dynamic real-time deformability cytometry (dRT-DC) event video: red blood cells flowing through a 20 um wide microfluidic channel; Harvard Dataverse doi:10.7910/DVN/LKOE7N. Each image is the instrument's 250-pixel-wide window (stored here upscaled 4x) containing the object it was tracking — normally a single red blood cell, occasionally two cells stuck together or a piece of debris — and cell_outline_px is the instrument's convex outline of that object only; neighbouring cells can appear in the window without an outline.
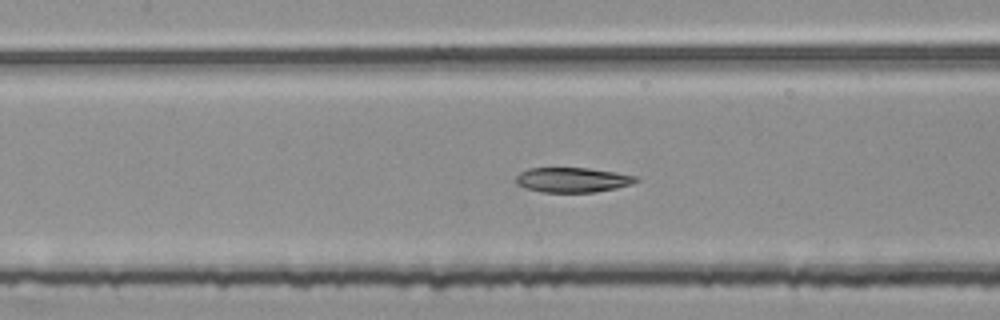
{"species": "common noctule bat (a hibernating species)", "species_latin": "Nyctalus noctula", "temperature_condition": "room temperature", "stored_images_in_passage": 52, "segment_of_instrument_passage": [2, 2], "camera_frame_rate_fps": 3000, "um_per_image_px": 0.085, "animal": {"sex": "female", "body_mass_g": 25.1}, "frame": {"image": 1, "passage_image": 25, "time_ms": 8.0, "image_size_px": [1000, 320], "cell_outline_px": [[640, 180], [632, 184], [616, 188], [596, 192], [540, 192], [516, 184], [516, 176], [520, 172], [528, 168], [588, 168], [616, 172], [640, 176]], "centroid_in_image_um": [48.71, 15.28], "position_along_channel_um": 158.7, "area_um2": 17.51}}
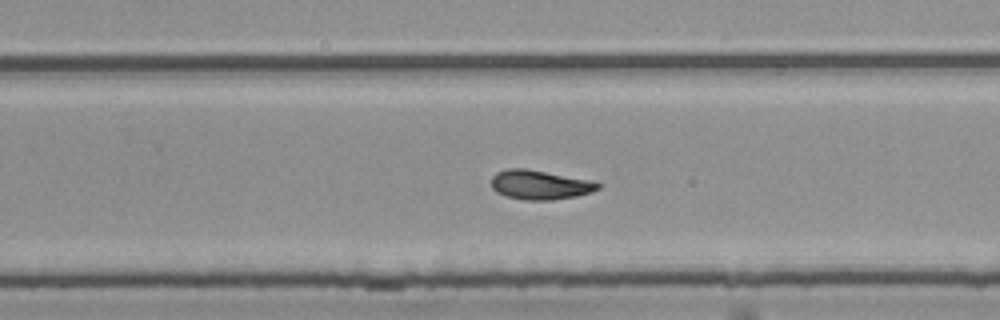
{"frame": {"image": 2, "passage_image": 35, "time_ms": 11.333, "image_size_px": [1000, 320], "cell_outline_px": [[600, 188], [592, 192], [576, 196], [552, 200], [528, 200], [508, 196], [496, 192], [492, 188], [492, 176], [496, 172], [508, 168], [524, 168], [592, 180], [600, 184]], "centroid_in_image_um": [45.9, 15.7], "position_along_channel_um": 283.9, "area_um2": 18.15}}
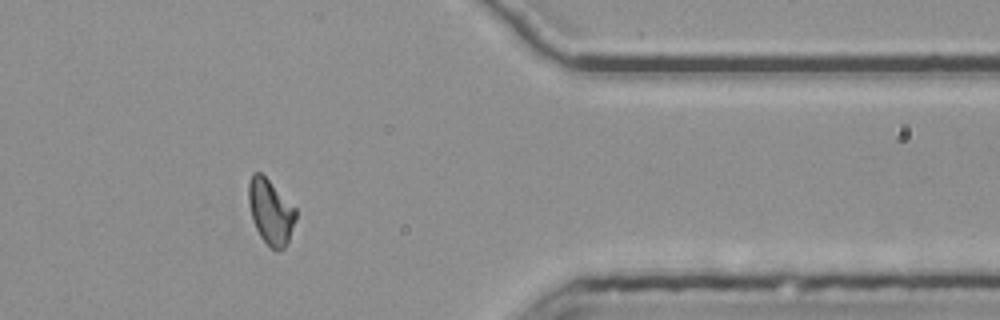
{"frame": {"image": 3, "passage_image": 45, "time_ms": 14.667, "image_size_px": [1000, 320], "cell_outline_px": [[296, 220], [288, 240], [284, 248], [280, 252], [272, 248], [260, 236], [252, 220], [248, 204], [248, 180], [252, 172], [260, 172], [296, 208]], "centroid_in_image_um": [22.98, 17.99], "position_along_channel_um": 388.4, "area_um2": 17.86}}